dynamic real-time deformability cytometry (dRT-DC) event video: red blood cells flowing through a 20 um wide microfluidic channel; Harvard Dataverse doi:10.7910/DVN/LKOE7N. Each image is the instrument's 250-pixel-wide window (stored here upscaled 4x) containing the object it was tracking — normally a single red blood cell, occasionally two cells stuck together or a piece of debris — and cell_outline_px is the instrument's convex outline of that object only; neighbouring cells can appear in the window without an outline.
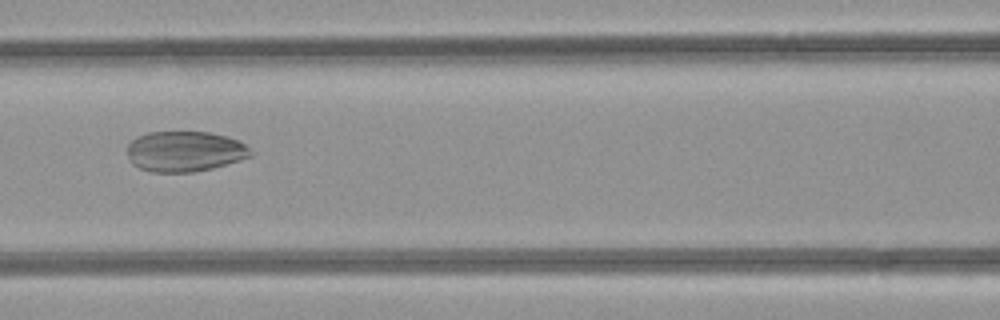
{"species": "common noctule bat (a hibernating species)", "species_latin": "Nyctalus noctula", "temperature_condition": "room temperature", "stored_images_in_passage": 34, "camera_frame_rate_fps": 3000, "um_per_image_px": 0.085, "animal": {"sex": "female", "body_mass_g": 21.9}, "frame": {"image": 1, "passage_image": 7, "time_ms": 2.0, "image_size_px": [1000, 320], "cell_outline_px": [[256, 152], [252, 156], [240, 160], [212, 168], [192, 172], [152, 172], [140, 168], [132, 164], [128, 156], [128, 144], [132, 140], [148, 132], [208, 132], [228, 136], [240, 140]], "centroid_in_image_um": [15.77, 12.86], "position_along_channel_um": 150.8, "area_um2": 29.3}}
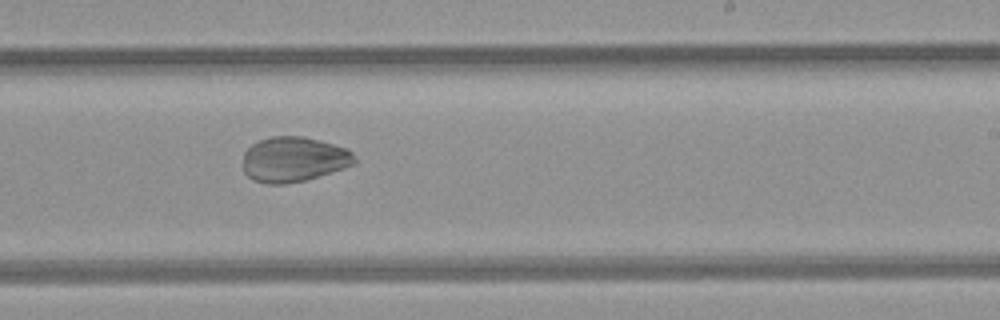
{"frame": {"image": 2, "passage_image": 15, "time_ms": 4.667, "image_size_px": [1000, 320], "cell_outline_px": [[356, 160], [352, 164], [344, 168], [304, 180], [284, 184], [268, 184], [252, 180], [244, 172], [244, 152], [252, 144], [260, 140], [272, 136], [304, 136], [332, 144], [344, 148], [352, 152]], "centroid_in_image_um": [24.93, 13.54], "position_along_channel_um": 264.1, "area_um2": 29.02}}
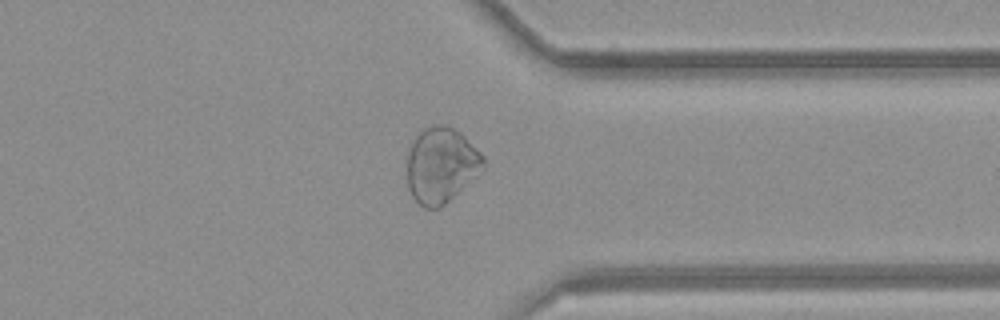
{"frame": {"image": 3, "passage_image": 23, "time_ms": 7.333, "image_size_px": [1000, 320], "cell_outline_px": [[484, 168], [476, 176], [440, 208], [424, 208], [412, 196], [408, 188], [408, 152], [416, 136], [424, 128], [436, 124], [448, 124], [460, 132], [484, 156]], "centroid_in_image_um": [37.5, 14.02], "position_along_channel_um": 373.9, "area_um2": 33.29}}